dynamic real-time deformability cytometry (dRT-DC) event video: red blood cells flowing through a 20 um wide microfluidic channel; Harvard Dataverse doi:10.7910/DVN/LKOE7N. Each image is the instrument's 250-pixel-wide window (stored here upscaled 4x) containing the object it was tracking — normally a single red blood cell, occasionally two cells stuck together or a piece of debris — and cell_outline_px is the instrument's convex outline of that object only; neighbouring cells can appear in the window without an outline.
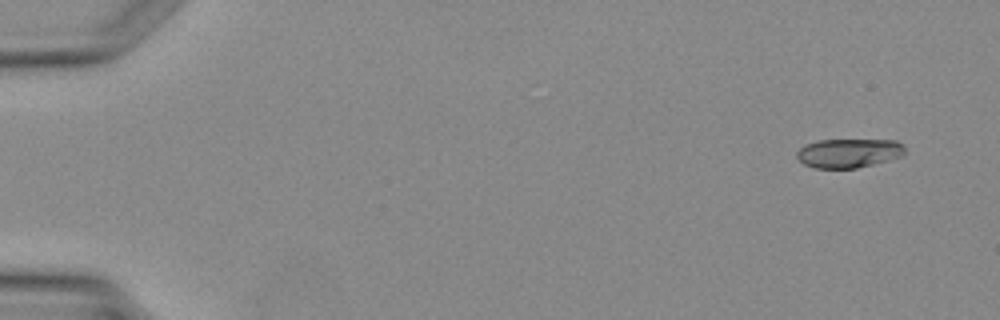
{"species": "Egyptian fruit bat (a non-hibernating species)", "species_latin": "Rousettus aegyptiacus", "temperature_condition": "warm", "stored_images_in_passage": 4, "camera_frame_rate_fps": 3000, "um_per_image_px": 0.085, "animal": {"sex": "female"}, "frame": {"image": 1, "passage_image": 4, "time_ms": 4.0, "image_size_px": [1000, 320], "cell_outline_px": [[904, 156], [856, 168], [816, 168], [804, 164], [796, 156], [796, 152], [804, 144], [816, 140], [896, 140], [904, 144]], "centroid_in_image_um": [72.14, 13.0], "position_along_channel_um": 12.9, "area_um2": 18.38}}